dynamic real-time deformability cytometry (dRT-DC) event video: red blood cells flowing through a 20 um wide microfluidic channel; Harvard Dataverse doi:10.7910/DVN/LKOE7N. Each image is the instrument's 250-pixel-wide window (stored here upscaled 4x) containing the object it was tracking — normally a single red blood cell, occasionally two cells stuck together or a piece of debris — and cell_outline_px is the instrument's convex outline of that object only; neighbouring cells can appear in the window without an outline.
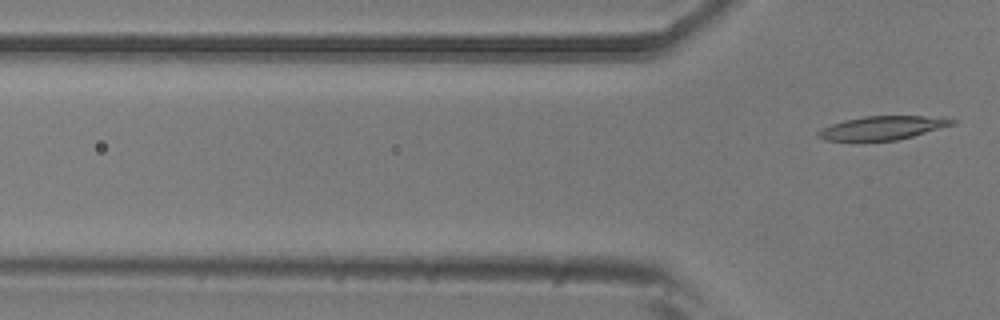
{"species": "common noctule bat (a hibernating species)", "species_latin": "Nyctalus noctula", "temperature_condition": "room temperature", "stored_images_in_passage": 6, "camera_frame_rate_fps": 3000, "um_per_image_px": 0.085, "animal": {"sex": "male", "body_mass_g": 20.5, "forearm_length_mm": 52.5}, "frame": {"image": 1, "passage_image": 6, "time_ms": 1.667, "image_size_px": [1000, 320], "cell_outline_px": [[956, 124], [912, 136], [896, 140], [824, 140], [816, 136], [816, 132], [832, 124], [844, 120], [864, 116], [924, 116], [956, 120]], "centroid_in_image_um": [74.99, 10.86], "position_along_channel_um": 50.8, "area_um2": 18.09}}